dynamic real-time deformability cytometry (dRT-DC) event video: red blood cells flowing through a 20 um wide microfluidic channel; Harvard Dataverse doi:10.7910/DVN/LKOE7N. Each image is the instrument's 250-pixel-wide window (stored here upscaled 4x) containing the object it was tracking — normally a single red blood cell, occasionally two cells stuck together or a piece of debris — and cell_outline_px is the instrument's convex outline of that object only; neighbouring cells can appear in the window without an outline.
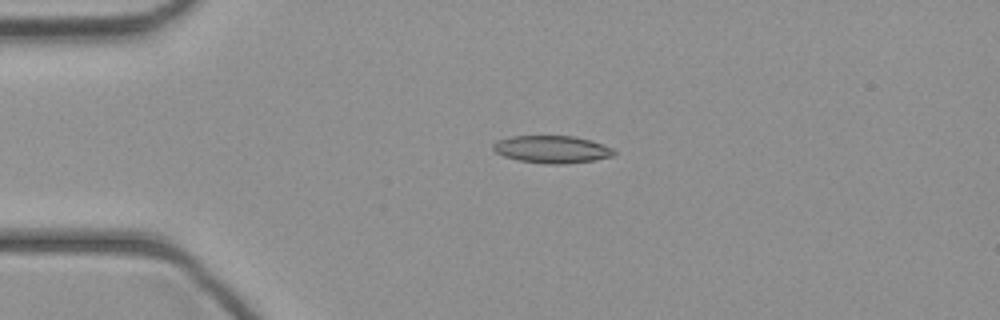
{"species": "common noctule bat (a hibernating species)", "species_latin": "Nyctalus noctula", "temperature_condition": "cold", "stored_images_in_passage": 32, "camera_frame_rate_fps": 3000, "um_per_image_px": 0.085, "animal": {"sex": "female", "body_mass_g": 21.9}, "frame": {"image": 1, "passage_image": 2, "time_ms": 0.333, "image_size_px": [1000, 320], "cell_outline_px": [[616, 152], [612, 156], [592, 160], [560, 164], [544, 164], [520, 160], [504, 156], [496, 152], [492, 148], [492, 144], [496, 140], [512, 136], [572, 136], [592, 140], [612, 148]], "centroid_in_image_um": [46.88, 12.68], "position_along_channel_um": 38.1, "area_um2": 19.19}}
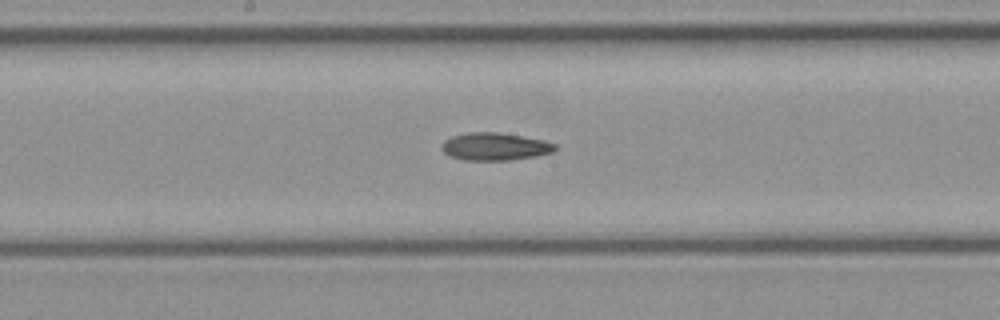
{"frame": {"image": 2, "passage_image": 15, "time_ms": 4.667, "image_size_px": [1000, 320], "cell_outline_px": [[556, 148], [552, 152], [536, 156], [508, 160], [464, 160], [448, 156], [440, 148], [440, 144], [444, 140], [452, 136], [468, 132], [496, 132], [544, 140], [556, 144]], "centroid_in_image_um": [42.01, 12.46], "position_along_channel_um": 206.2, "area_um2": 18.26}}
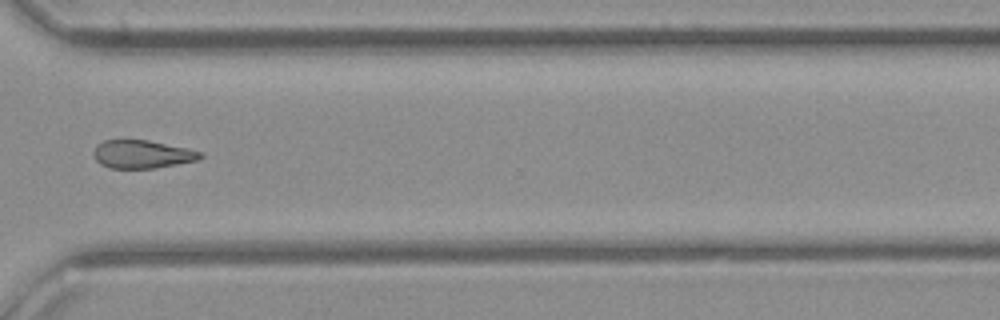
{"frame": {"image": 3, "passage_image": 25, "time_ms": 8.0, "image_size_px": [1000, 320], "cell_outline_px": [[204, 156], [200, 160], [156, 168], [108, 168], [100, 164], [96, 160], [96, 144], [104, 140], [148, 140], [188, 148], [204, 152]], "centroid_in_image_um": [12.16, 13.11], "position_along_channel_um": 358.4, "area_um2": 17.57}}